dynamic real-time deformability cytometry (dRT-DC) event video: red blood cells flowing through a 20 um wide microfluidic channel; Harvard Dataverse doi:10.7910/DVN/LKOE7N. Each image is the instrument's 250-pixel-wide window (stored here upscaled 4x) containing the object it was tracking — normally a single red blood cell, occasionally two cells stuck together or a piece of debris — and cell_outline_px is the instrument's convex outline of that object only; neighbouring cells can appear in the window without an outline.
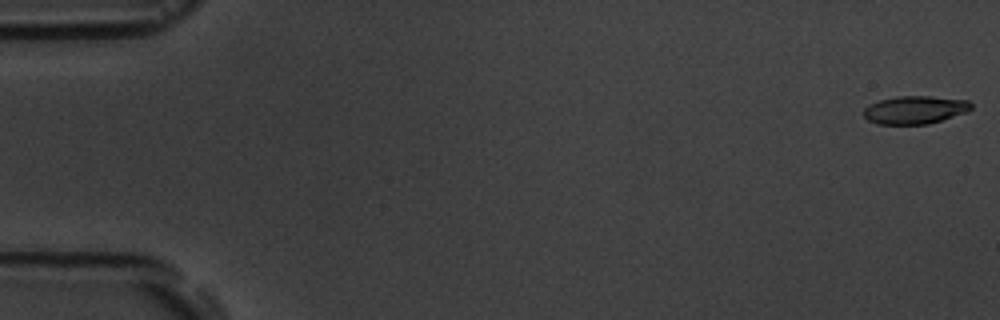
{"species": "common noctule bat (a hibernating species)", "species_latin": "Nyctalus noctula", "temperature_condition": "room temperature", "stored_images_in_passage": 17, "camera_frame_rate_fps": 3000, "um_per_image_px": 0.085, "animal": {"sex": "male", "body_mass_g": 19.5, "forearm_length_mm": 54.6}, "frame": {"image": 1, "passage_image": 1, "time_ms": 0.0, "image_size_px": [1000, 320], "cell_outline_px": [[972, 108], [968, 112], [928, 124], [876, 124], [868, 120], [864, 116], [864, 108], [868, 104], [880, 100], [896, 96], [932, 96], [968, 100], [972, 104]], "centroid_in_image_um": [77.77, 9.33], "position_along_channel_um": 7.2, "area_um2": 17.69}}
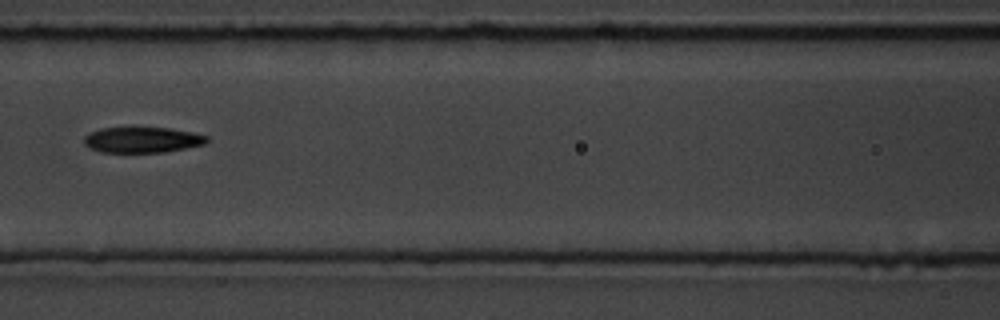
{"frame": {"image": 2, "passage_image": 8, "time_ms": 8.0, "image_size_px": [1000, 320], "cell_outline_px": [[208, 140], [204, 144], [164, 152], [100, 152], [84, 144], [84, 136], [88, 132], [100, 128], [132, 124], [172, 128], [192, 132], [208, 136]], "centroid_in_image_um": [12.04, 11.82], "position_along_channel_um": 154.6, "area_um2": 19.31}}
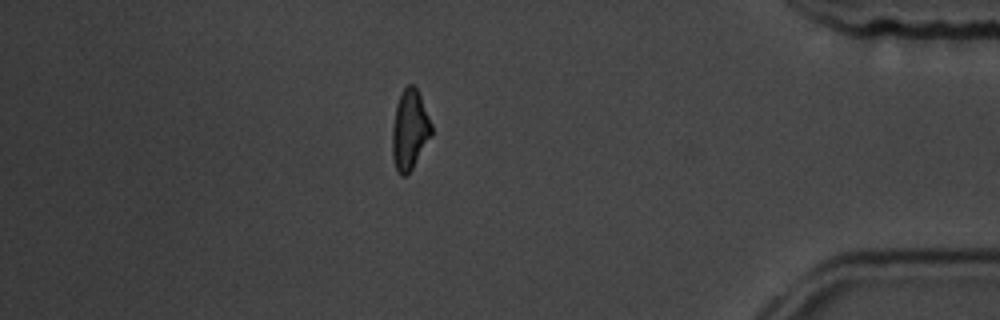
{"frame": {"image": 3, "passage_image": 15, "time_ms": 15.667, "image_size_px": [1000, 320], "cell_outline_px": [[432, 136], [412, 168], [404, 176], [400, 176], [396, 172], [392, 156], [392, 128], [396, 104], [404, 88], [408, 84], [412, 84], [416, 88], [420, 96], [432, 124]], "centroid_in_image_um": [34.82, 11.06], "position_along_channel_um": 400.4, "area_um2": 18.26}, "authors_computed_cell_mechanics": {"area_um2": 18.6116, "velocity_mm_per_s": 3.7167, "shape_relaxation_time_tau1_ms": 2.397, "shape_relaxation_time_tau2_ms": null, "deformation_change_tau1": 0.1168, "deformation_change_tau2": null}}